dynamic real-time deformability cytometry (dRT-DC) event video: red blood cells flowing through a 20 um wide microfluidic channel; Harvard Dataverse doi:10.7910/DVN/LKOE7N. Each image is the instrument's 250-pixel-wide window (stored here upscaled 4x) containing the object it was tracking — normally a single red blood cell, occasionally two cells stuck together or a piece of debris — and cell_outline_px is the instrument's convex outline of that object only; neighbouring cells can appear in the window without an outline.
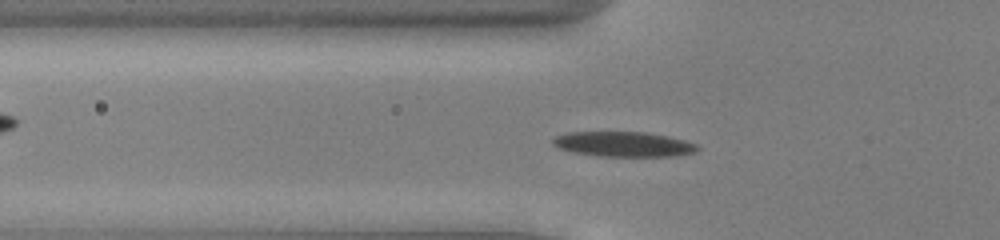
{"species": "common noctule bat (a hibernating species)", "species_latin": "Nyctalus noctula", "temperature_condition": "cold", "stored_images_in_passage": 52, "camera_frame_rate_fps": 3000, "um_per_image_px": 0.085, "animal": {"sex": "male", "body_mass_g": 13.0, "forearm_length_mm": 53.1}, "frame": {"image": 1, "passage_image": 18, "time_ms": 5.667, "image_size_px": [1000, 240], "cell_outline_px": [[700, 148], [696, 152], [676, 156], [600, 156], [572, 152], [556, 148], [552, 144], [552, 140], [556, 136], [568, 132], [644, 132], [668, 136], [684, 140], [696, 144]], "centroid_in_image_um": [52.98, 12.26], "position_along_channel_um": 72.8, "area_um2": 21.15}}
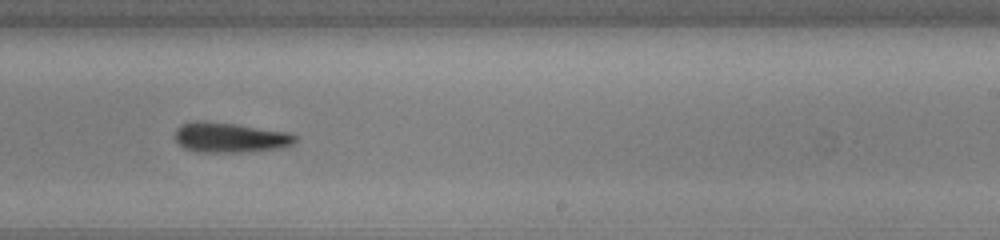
{"frame": {"image": 2, "passage_image": 33, "time_ms": 10.667, "image_size_px": [1000, 240], "cell_outline_px": [[296, 140], [292, 144], [280, 148], [244, 152], [196, 152], [184, 148], [176, 140], [176, 128], [180, 124], [192, 120], [204, 120], [236, 124], [288, 132], [296, 136]], "centroid_in_image_um": [19.51, 11.67], "position_along_channel_um": 269.5, "area_um2": 21.15}}
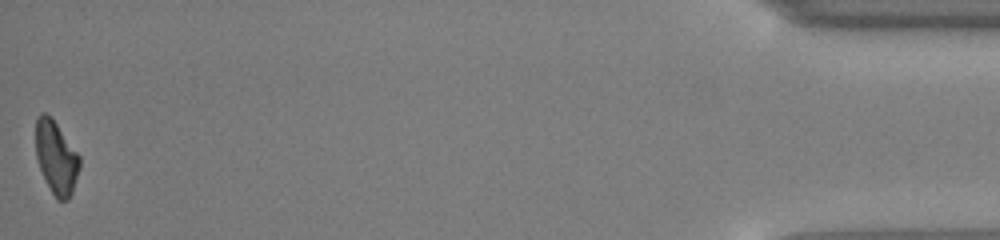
{"frame": {"image": 3, "passage_image": 52, "time_ms": 17.0, "image_size_px": [1000, 240], "cell_outline_px": [[80, 168], [72, 192], [68, 200], [56, 200], [36, 160], [36, 116], [40, 112], [44, 112], [56, 124], [80, 156]], "centroid_in_image_um": [4.77, 13.4], "position_along_channel_um": 430.4, "area_um2": 18.38}, "authors_computed_cell_mechanics": {"area_um2": 20.6346, "velocity_mm_per_s": 3.9499, "shape_relaxation_time_tau1_ms": 2.8012, "shape_relaxation_time_tau2_ms": null, "deformation_change_tau1": 0.119, "deformation_change_tau2": null}}